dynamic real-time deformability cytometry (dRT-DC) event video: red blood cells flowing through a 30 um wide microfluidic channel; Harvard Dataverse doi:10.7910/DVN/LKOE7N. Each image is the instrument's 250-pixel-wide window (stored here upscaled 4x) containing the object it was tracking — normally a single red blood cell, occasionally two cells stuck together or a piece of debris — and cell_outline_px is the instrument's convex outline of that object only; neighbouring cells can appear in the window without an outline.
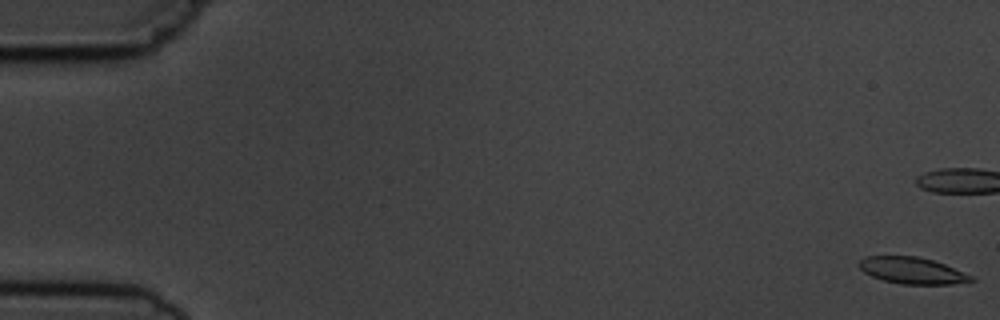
{"species": "common noctule bat (a hibernating species)", "species_latin": "Nyctalus noctula", "temperature_condition": "cold", "stored_images_in_passage": 7, "camera_frame_rate_fps": 3000, "um_per_image_px": 0.085, "animal": {"sex": "male", "body_mass_g": 19.5, "forearm_length_mm": 54.6}, "frame": {"image": 1, "passage_image": 1, "time_ms": 0.0, "image_size_px": [1000, 320], "cell_outline_px": [[976, 280], [948, 284], [900, 284], [884, 280], [872, 276], [864, 272], [856, 264], [864, 256], [916, 256], [932, 260], [944, 264], [972, 276]], "centroid_in_image_um": [77.48, 22.99], "position_along_channel_um": 7.5, "area_um2": 17.17}}
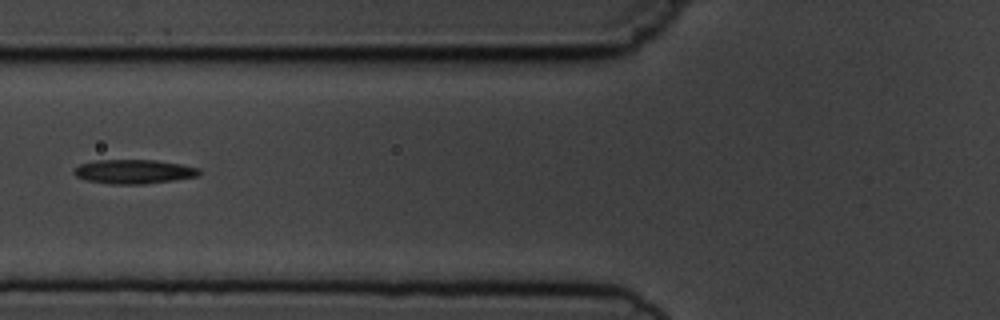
{"frame": {"image": 2, "passage_image": 7, "time_ms": 7.667, "image_size_px": [1000, 320], "cell_outline_px": [[200, 172], [196, 176], [172, 180], [144, 184], [112, 184], [84, 180], [76, 176], [72, 172], [80, 164], [96, 160], [156, 160], [180, 164], [200, 168]], "centroid_in_image_um": [11.34, 14.58], "position_along_channel_um": 114.5, "area_um2": 17.51}}